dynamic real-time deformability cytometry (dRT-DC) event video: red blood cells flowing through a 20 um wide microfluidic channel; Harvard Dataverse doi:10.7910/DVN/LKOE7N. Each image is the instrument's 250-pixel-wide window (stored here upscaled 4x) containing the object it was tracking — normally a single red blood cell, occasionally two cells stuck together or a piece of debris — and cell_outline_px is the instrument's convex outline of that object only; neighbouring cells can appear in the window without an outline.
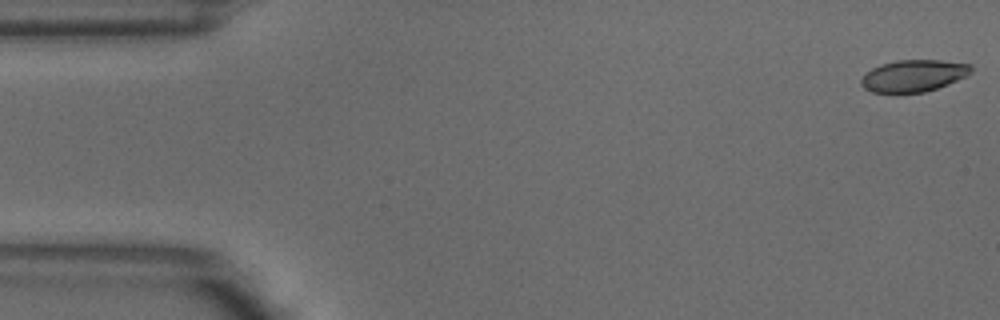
{"species": "common noctule bat (a hibernating species)", "species_latin": "Nyctalus noctula", "temperature_condition": "warm", "stored_images_in_passage": 4, "camera_frame_rate_fps": 3000, "um_per_image_px": 0.085, "animal": {"sex": "male", "body_mass_g": 18.8}, "frame": {"image": 1, "passage_image": 1, "time_ms": 0.0, "image_size_px": [1000, 320], "cell_outline_px": [[972, 72], [948, 84], [924, 92], [872, 92], [864, 88], [860, 84], [860, 80], [872, 68], [880, 64], [896, 60], [940, 60], [972, 64]], "centroid_in_image_um": [77.65, 6.42], "position_along_channel_um": 7.4, "area_um2": 20.23}}